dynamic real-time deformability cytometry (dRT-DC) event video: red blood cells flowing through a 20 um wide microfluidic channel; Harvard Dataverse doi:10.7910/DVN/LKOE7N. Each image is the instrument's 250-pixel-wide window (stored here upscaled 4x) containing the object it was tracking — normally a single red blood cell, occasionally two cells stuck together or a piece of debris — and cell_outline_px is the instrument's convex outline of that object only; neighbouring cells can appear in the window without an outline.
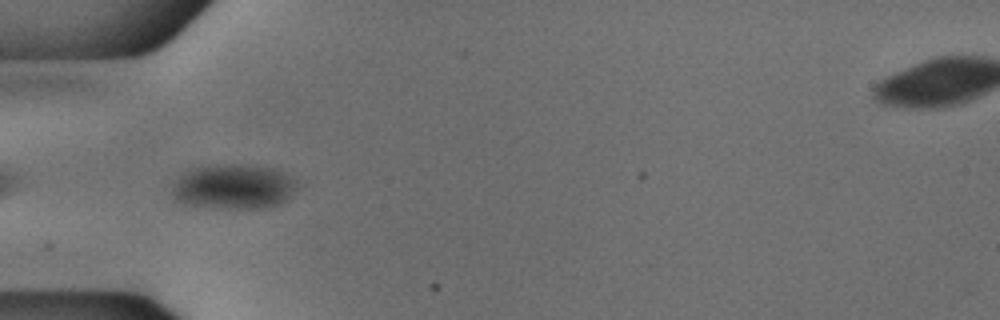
{"species": "common noctule bat (a hibernating species)", "species_latin": "Nyctalus noctula", "temperature_condition": "cold", "stored_images_in_passage": 7, "camera_frame_rate_fps": 3000, "um_per_image_px": 0.085, "animal": {"sex": "male", "body_mass_g": 18.8}, "frame": {"image": 1, "passage_image": 2, "time_ms": 0.333, "image_size_px": [1000, 320], "cell_outline_px": [[300, 184], [284, 200], [276, 204], [260, 208], [220, 208], [180, 204], [176, 200], [172, 192], [172, 188], [176, 180], [180, 176], [192, 168], [228, 164], [236, 164], [272, 168], [284, 172], [296, 180]], "centroid_in_image_um": [19.84, 15.87], "position_along_channel_um": 65.2, "area_um2": 32.37}}
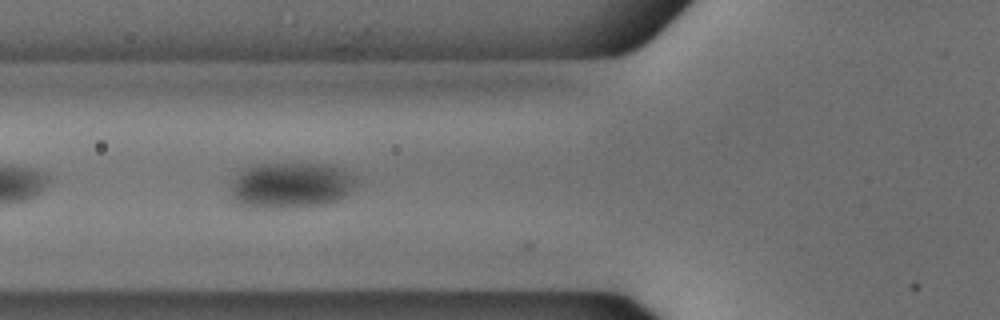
{"frame": {"image": 2, "passage_image": 5, "time_ms": 1.333, "image_size_px": [1000, 320], "cell_outline_px": [[356, 184], [344, 196], [336, 200], [324, 204], [292, 208], [236, 204], [232, 196], [232, 180], [244, 168], [260, 164], [332, 164], [344, 168], [356, 176]], "centroid_in_image_um": [24.77, 15.72], "position_along_channel_um": 101.0, "area_um2": 33.29}}